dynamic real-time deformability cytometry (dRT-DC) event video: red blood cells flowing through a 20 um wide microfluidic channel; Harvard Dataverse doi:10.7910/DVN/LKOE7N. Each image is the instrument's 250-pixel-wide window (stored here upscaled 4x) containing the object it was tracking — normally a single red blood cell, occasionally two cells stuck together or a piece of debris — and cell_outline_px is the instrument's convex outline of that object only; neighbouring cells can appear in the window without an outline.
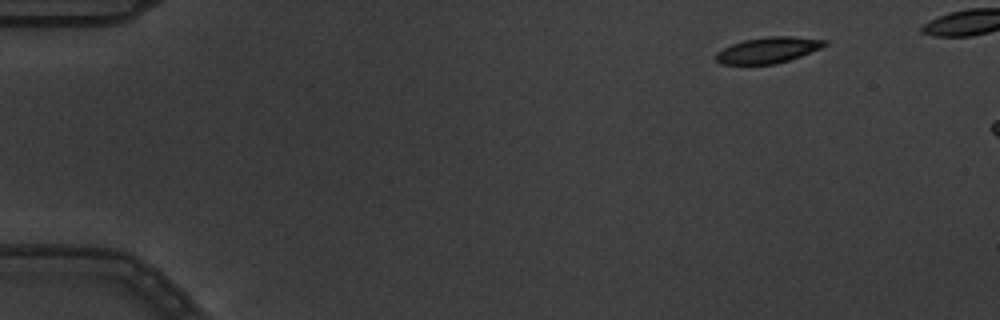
{"species": "common noctule bat (a hibernating species)", "species_latin": "Nyctalus noctula", "temperature_condition": "warm", "stored_images_in_passage": 3, "camera_frame_rate_fps": 3000, "um_per_image_px": 0.085, "animal": {"sex": "male", "body_mass_g": 19.5, "forearm_length_mm": 54.6}, "frame": {"image": 1, "passage_image": 1, "time_ms": 0.0, "image_size_px": [1000, 320], "cell_outline_px": [[828, 44], [820, 48], [800, 56], [776, 64], [720, 64], [716, 60], [716, 52], [732, 44], [744, 40], [768, 36], [792, 36], [828, 40]], "centroid_in_image_um": [65.29, 4.25], "position_along_channel_um": 19.7, "area_um2": 16.36}}